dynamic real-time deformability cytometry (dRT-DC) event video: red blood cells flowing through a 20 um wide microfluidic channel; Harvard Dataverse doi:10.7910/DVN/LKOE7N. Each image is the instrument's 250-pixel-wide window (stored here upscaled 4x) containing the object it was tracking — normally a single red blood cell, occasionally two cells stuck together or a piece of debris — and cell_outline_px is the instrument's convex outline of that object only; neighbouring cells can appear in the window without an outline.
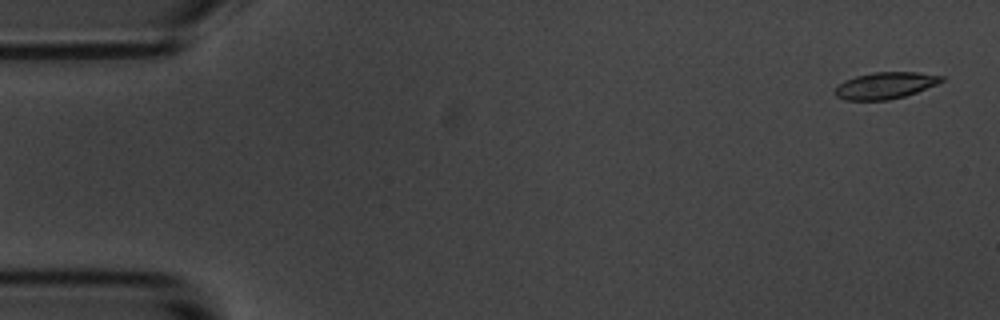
{"species": "common noctule bat (a hibernating species)", "species_latin": "Nyctalus noctula", "temperature_condition": "room temperature", "stored_images_in_passage": 5, "camera_frame_rate_fps": 3000, "um_per_image_px": 0.085, "animal": {"sex": "male", "body_mass_g": 20.1, "forearm_length_mm": 53.5}, "frame": {"image": 1, "passage_image": 1, "time_ms": 0.0, "image_size_px": [1000, 320], "cell_outline_px": [[944, 80], [936, 84], [916, 92], [904, 96], [888, 100], [844, 100], [836, 96], [836, 88], [844, 80], [856, 76], [872, 72], [916, 72], [944, 76]], "centroid_in_image_um": [75.24, 7.26], "position_along_channel_um": 9.8, "area_um2": 16.36}}
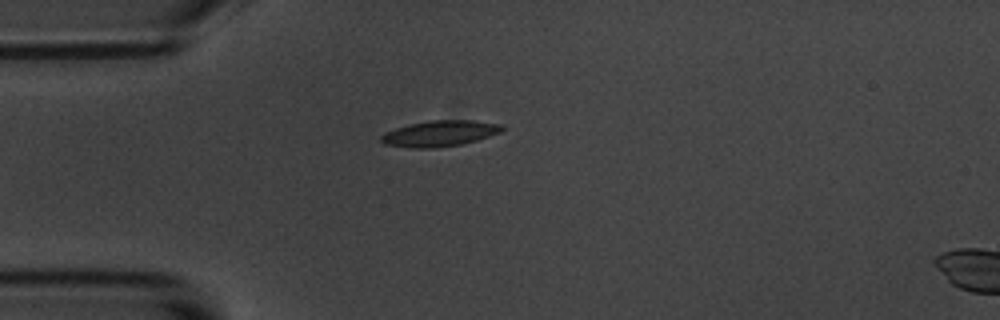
{"frame": {"image": 2, "passage_image": 4, "time_ms": 4.333, "image_size_px": [1000, 320], "cell_outline_px": [[504, 128], [500, 132], [476, 140], [460, 144], [432, 148], [408, 148], [384, 144], [380, 140], [380, 136], [396, 128], [408, 124], [432, 120], [472, 120], [500, 124]], "centroid_in_image_um": [37.34, 11.34], "position_along_channel_um": 47.7, "area_um2": 18.03}}